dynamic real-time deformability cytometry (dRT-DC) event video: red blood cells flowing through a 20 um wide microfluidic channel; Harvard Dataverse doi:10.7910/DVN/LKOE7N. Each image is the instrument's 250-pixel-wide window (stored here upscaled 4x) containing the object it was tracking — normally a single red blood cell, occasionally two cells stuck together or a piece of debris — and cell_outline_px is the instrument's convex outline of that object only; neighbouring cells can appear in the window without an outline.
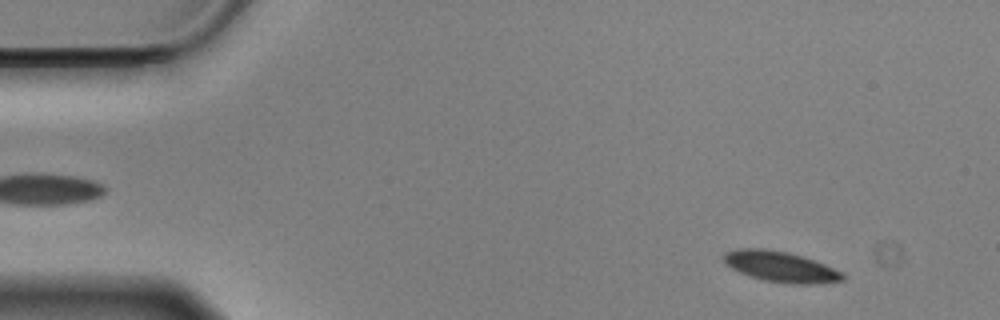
{"species": "Egyptian fruit bat (a non-hibernating species)", "species_latin": "Rousettus aegyptiacus", "temperature_condition": "cold", "stored_images_in_passage": 57, "segment_of_instrument_passage": [1, 2], "camera_frame_rate_fps": 3000, "um_per_image_px": 0.085, "animal": {"sex": "male"}, "frame": {"image": 1, "passage_image": 5, "time_ms": 1.333, "image_size_px": [1000, 320], "cell_outline_px": [[844, 280], [812, 284], [788, 284], [764, 280], [740, 272], [732, 268], [724, 260], [724, 256], [728, 252], [736, 248], [764, 248], [788, 252], [824, 264], [840, 272], [844, 276]], "centroid_in_image_um": [66.34, 22.67], "position_along_channel_um": 18.7, "area_um2": 20.75}}
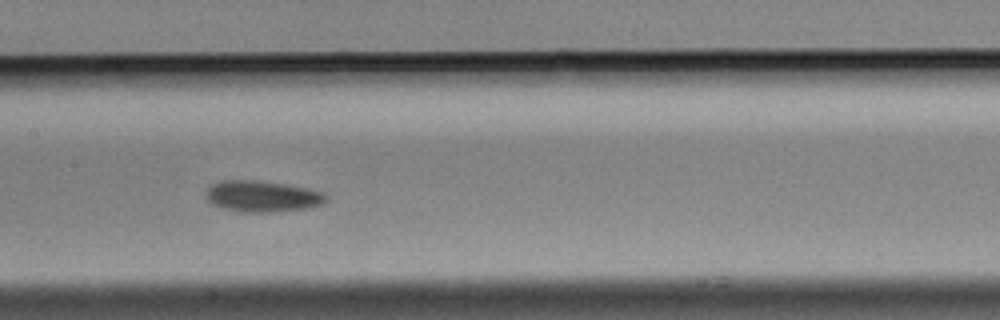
{"frame": {"image": 2, "passage_image": 27, "time_ms": 8.667, "image_size_px": [1000, 320], "cell_outline_px": [[328, 200], [320, 204], [304, 208], [272, 212], [240, 212], [224, 208], [212, 204], [208, 200], [204, 192], [212, 184], [220, 180], [260, 180], [308, 188], [324, 192], [328, 196]], "centroid_in_image_um": [22.27, 16.67], "position_along_channel_um": 185.1, "area_um2": 21.91}}
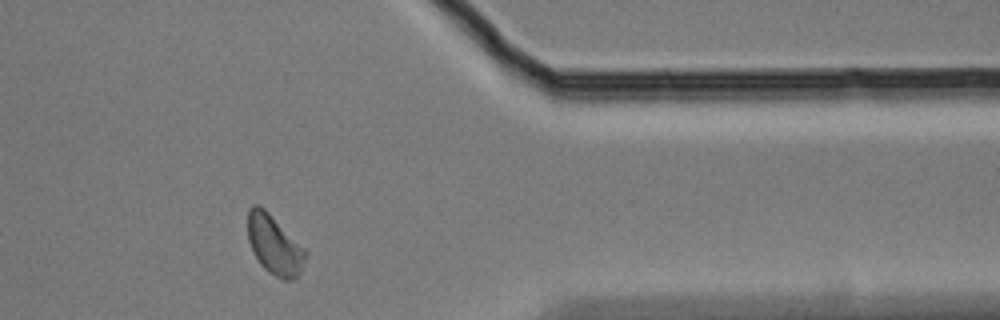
{"frame": {"image": 3, "passage_image": 46, "time_ms": 15.0, "image_size_px": [1000, 320], "cell_outline_px": [[308, 252], [300, 272], [296, 280], [284, 280], [268, 272], [260, 264], [248, 240], [248, 208], [252, 204], [260, 204]], "centroid_in_image_um": [23.32, 20.82], "position_along_channel_um": 388.1, "area_um2": 19.83}}